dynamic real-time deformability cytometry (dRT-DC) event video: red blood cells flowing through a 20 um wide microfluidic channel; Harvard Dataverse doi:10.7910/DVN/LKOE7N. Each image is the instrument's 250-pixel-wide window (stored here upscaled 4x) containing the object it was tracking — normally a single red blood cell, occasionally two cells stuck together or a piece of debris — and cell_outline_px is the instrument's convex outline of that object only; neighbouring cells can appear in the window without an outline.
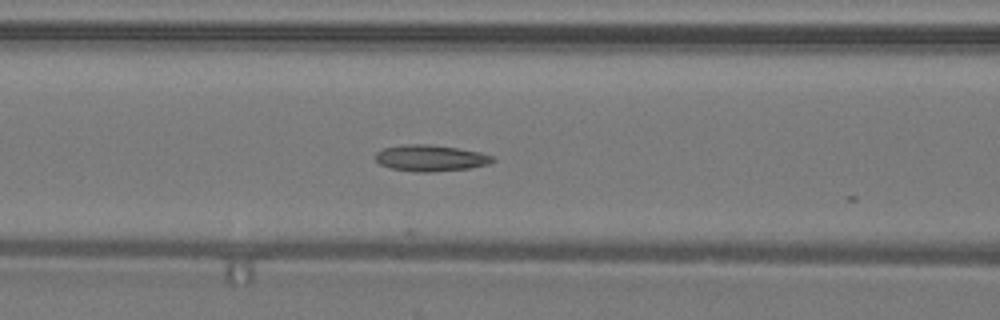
{"species": "common noctule bat (a hibernating species)", "species_latin": "Nyctalus noctula", "temperature_condition": "warm", "stored_images_in_passage": 12, "camera_frame_rate_fps": 3000, "um_per_image_px": 0.085, "animal": {"sex": "male", "body_mass_g": 19.2, "forearm_length_mm": 51.8}, "frame": {"image": 1, "passage_image": 9, "time_ms": 2.667, "image_size_px": [1000, 320], "cell_outline_px": [[496, 160], [488, 164], [468, 168], [428, 172], [416, 172], [388, 168], [380, 164], [376, 160], [376, 152], [384, 148], [408, 144], [428, 144], [456, 148], [480, 152], [492, 156]], "centroid_in_image_um": [36.58, 13.44], "position_along_channel_um": 130.0, "area_um2": 17.8}}